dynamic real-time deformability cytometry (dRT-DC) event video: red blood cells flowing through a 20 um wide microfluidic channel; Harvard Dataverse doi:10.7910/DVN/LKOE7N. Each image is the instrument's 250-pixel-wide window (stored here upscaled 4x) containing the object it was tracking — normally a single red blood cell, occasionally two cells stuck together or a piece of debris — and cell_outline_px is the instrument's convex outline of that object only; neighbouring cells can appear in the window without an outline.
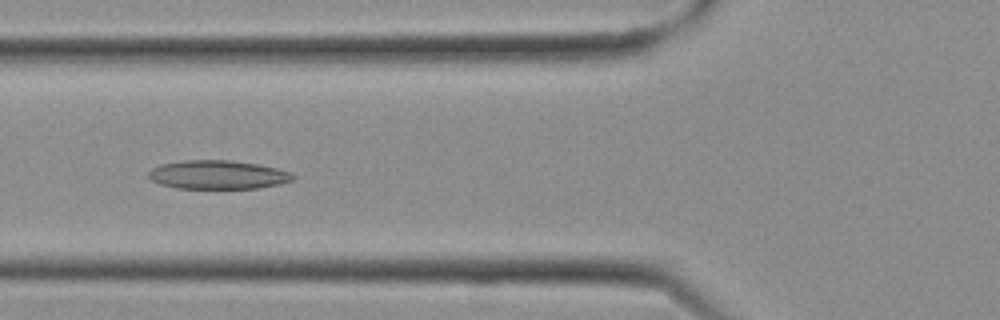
{"species": "Egyptian fruit bat (a non-hibernating species)", "species_latin": "Rousettus aegyptiacus", "temperature_condition": "cold", "stored_images_in_passage": 13, "camera_frame_rate_fps": 3000, "um_per_image_px": 0.085, "frame": {"image": 1, "passage_image": 10, "time_ms": 3.0, "image_size_px": [1000, 320], "cell_outline_px": [[296, 176], [292, 180], [280, 184], [256, 188], [176, 188], [160, 184], [152, 180], [148, 176], [148, 172], [152, 168], [160, 164], [184, 160], [228, 160], [256, 164], [276, 168], [292, 172]], "centroid_in_image_um": [18.51, 14.85], "position_along_channel_um": 107.3, "area_um2": 24.1}}
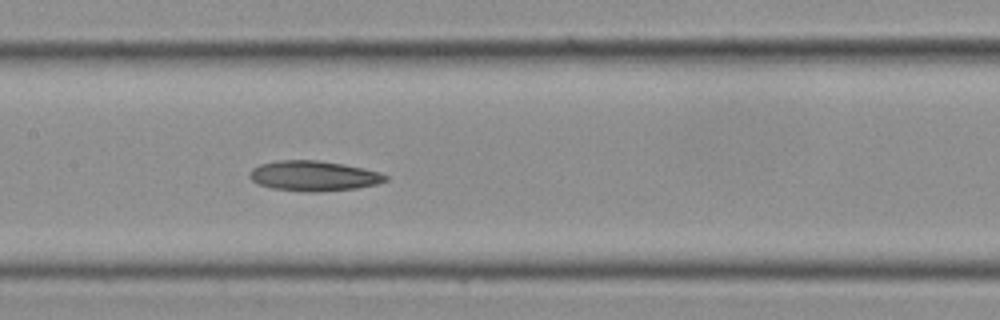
{"frame": {"image": 2, "passage_image": 13, "time_ms": 4.0, "image_size_px": [1000, 320], "cell_outline_px": [[388, 180], [376, 184], [356, 188], [316, 192], [308, 192], [272, 188], [256, 184], [248, 176], [248, 172], [252, 168], [260, 164], [280, 160], [316, 160], [344, 164], [364, 168], [380, 172], [388, 176]], "centroid_in_image_um": [26.64, 14.95], "position_along_channel_um": 180.8, "area_um2": 23.99}}